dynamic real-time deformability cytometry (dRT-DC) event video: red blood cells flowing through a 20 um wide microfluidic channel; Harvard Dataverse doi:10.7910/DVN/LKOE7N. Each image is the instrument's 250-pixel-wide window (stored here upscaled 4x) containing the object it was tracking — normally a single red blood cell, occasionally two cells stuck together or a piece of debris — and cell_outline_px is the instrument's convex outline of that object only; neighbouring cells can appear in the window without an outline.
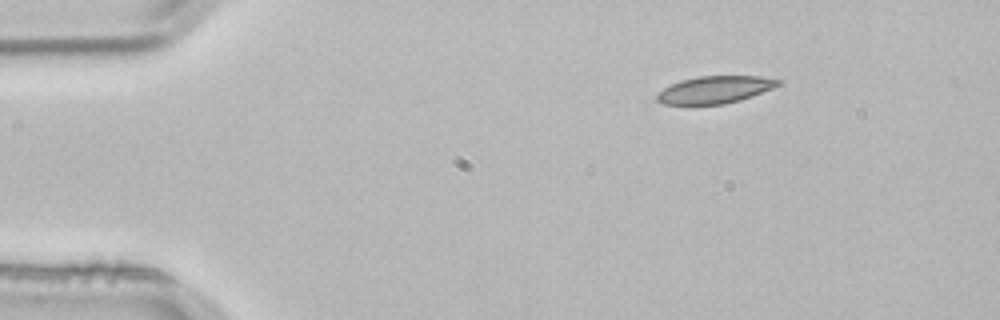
{"species": "common noctule bat (a hibernating species)", "species_latin": "Nyctalus noctula", "temperature_condition": "room temperature", "stored_images_in_passage": 2, "camera_frame_rate_fps": 3000, "um_per_image_px": 0.085, "animal": {"sex": "male", "body_mass_g": 21.5, "forearm_length_mm": 52.0}, "frame": {"image": 1, "passage_image": 1, "time_ms": 0.0, "image_size_px": [1000, 320], "cell_outline_px": [[784, 80], [780, 84], [772, 88], [752, 96], [740, 100], [724, 104], [664, 104], [656, 100], [656, 96], [664, 88], [680, 80], [700, 76], [760, 76]], "centroid_in_image_um": [60.79, 7.61], "position_along_channel_um": 24.2, "area_um2": 19.13}}